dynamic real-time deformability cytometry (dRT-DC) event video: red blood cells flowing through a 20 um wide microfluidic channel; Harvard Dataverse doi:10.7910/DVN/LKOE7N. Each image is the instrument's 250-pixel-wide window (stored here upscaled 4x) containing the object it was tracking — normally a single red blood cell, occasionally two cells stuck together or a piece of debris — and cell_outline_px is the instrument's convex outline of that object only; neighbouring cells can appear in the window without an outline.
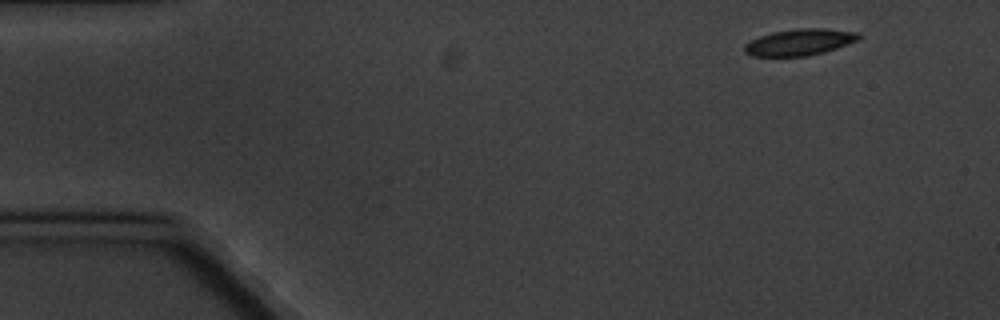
{"species": "common noctule bat (a hibernating species)", "species_latin": "Nyctalus noctula", "temperature_condition": "cold", "stored_images_in_passage": 4, "camera_frame_rate_fps": 3000, "um_per_image_px": 0.085, "animal": {"sex": "male", "body_mass_g": 20.1, "forearm_length_mm": 53.5}, "frame": {"image": 1, "passage_image": 1, "time_ms": 0.0, "image_size_px": [1000, 320], "cell_outline_px": [[864, 36], [860, 40], [824, 52], [808, 56], [752, 56], [744, 52], [744, 44], [760, 36], [772, 32], [800, 28], [824, 28], [860, 32]], "centroid_in_image_um": [68.03, 3.58], "position_along_channel_um": 17.0, "area_um2": 17.8}}
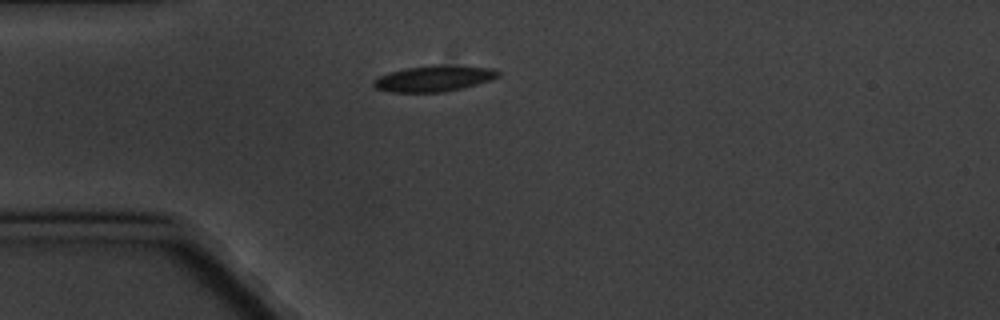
{"frame": {"image": 2, "passage_image": 4, "time_ms": 3.333, "image_size_px": [1000, 320], "cell_outline_px": [[500, 76], [464, 88], [444, 92], [392, 92], [376, 88], [372, 84], [372, 80], [376, 76], [388, 72], [404, 68], [432, 64], [440, 64], [492, 68], [500, 72]], "centroid_in_image_um": [36.83, 6.66], "position_along_channel_um": 48.2, "area_um2": 19.13}}